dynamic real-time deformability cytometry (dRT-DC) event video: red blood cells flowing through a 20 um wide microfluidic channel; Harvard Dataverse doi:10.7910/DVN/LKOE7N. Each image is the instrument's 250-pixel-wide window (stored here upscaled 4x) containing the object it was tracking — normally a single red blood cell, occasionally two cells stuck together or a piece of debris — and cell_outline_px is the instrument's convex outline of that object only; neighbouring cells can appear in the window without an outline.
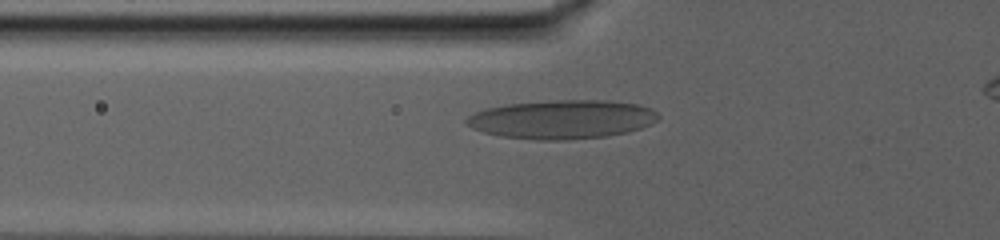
{"species": "human", "species_latin": "Homo sapiens", "temperature_condition": "warm", "stored_images_in_passage": 55, "camera_frame_rate_fps": 3000, "um_per_image_px": 0.085, "donor": {"sex": "male"}, "frame": {"image": 1, "passage_image": 13, "time_ms": 4.0, "image_size_px": [1000, 240], "cell_outline_px": [[660, 116], [656, 120], [640, 128], [628, 132], [608, 136], [564, 140], [536, 140], [496, 136], [472, 128], [464, 124], [464, 120], [468, 116], [476, 112], [488, 108], [508, 104], [556, 100], [608, 100], [636, 104], [652, 108]], "centroid_in_image_um": [47.75, 10.15], "position_along_channel_um": 78.0, "area_um2": 43.47}}
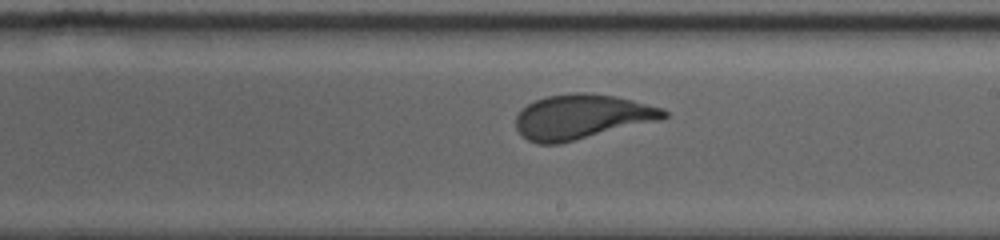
{"frame": {"image": 2, "passage_image": 30, "time_ms": 9.667, "image_size_px": [1000, 240], "cell_outline_px": [[668, 116], [660, 120], [560, 144], [540, 144], [528, 140], [516, 128], [516, 116], [528, 104], [536, 100], [548, 96], [572, 92], [588, 92], [616, 96], [664, 108], [668, 112]], "centroid_in_image_um": [49.48, 9.92], "position_along_channel_um": 239.5, "area_um2": 38.49}}
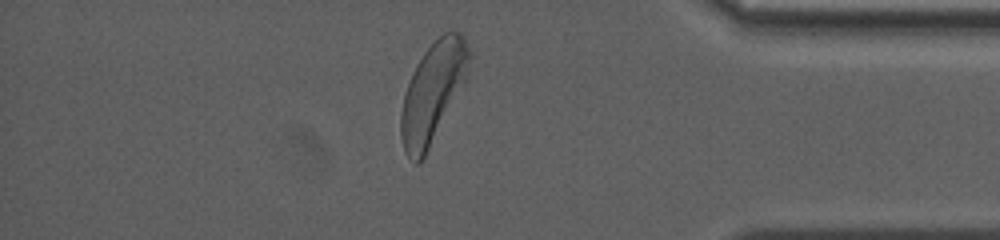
{"frame": {"image": 3, "passage_image": 49, "time_ms": 16.0, "image_size_px": [1000, 240], "cell_outline_px": [[472, 56], [464, 80], [424, 156], [416, 164], [404, 152], [400, 136], [400, 112], [404, 96], [412, 72], [416, 64], [424, 52], [444, 32], [460, 32], [472, 52]], "centroid_in_image_um": [36.76, 7.82], "position_along_channel_um": 398.4, "area_um2": 38.55}}